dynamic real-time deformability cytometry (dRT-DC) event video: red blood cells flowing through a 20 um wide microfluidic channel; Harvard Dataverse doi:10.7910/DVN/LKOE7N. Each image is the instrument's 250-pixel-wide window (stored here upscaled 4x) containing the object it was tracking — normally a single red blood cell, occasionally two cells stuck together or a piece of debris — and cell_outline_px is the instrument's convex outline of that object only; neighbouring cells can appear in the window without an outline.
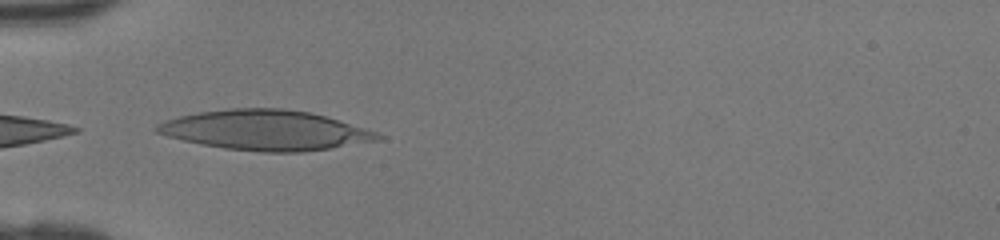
{"species": "human", "species_latin": "Homo sapiens", "temperature_condition": "room temperature", "stored_images_in_passage": 4, "camera_frame_rate_fps": 3000, "um_per_image_px": 0.085, "donor": {"sex": "female"}, "frame": {"image": 1, "passage_image": 1, "time_ms": 0.0, "image_size_px": [1000, 240], "cell_outline_px": [[384, 136], [380, 140], [304, 152], [260, 152], [224, 148], [184, 140], [168, 136], [156, 132], [152, 128], [156, 124], [180, 116], [200, 112], [232, 108], [284, 108], [308, 112], [324, 116], [376, 132]], "centroid_in_image_um": [22.55, 11.07], "position_along_channel_um": 62.5, "area_um2": 50.92}}